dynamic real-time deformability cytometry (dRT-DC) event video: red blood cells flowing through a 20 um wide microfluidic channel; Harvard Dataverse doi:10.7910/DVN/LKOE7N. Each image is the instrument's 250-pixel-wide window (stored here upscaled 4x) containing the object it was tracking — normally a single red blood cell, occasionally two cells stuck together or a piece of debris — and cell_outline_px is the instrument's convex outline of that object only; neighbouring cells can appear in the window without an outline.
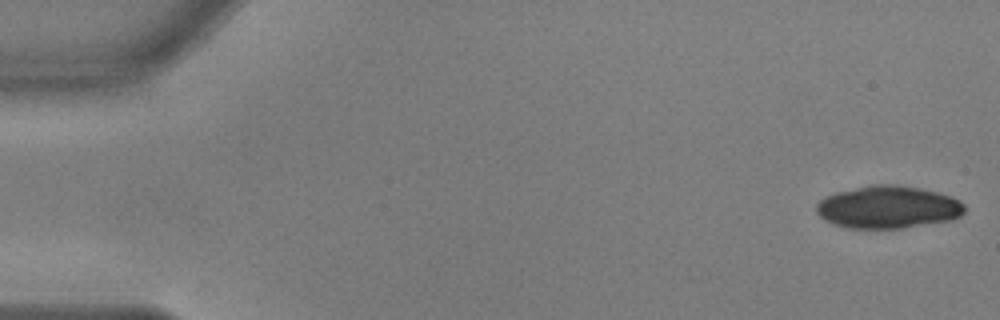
{"species": "common noctule bat (a hibernating species)", "species_latin": "Nyctalus noctula", "temperature_condition": "warm", "stored_images_in_passage": 16, "camera_frame_rate_fps": 3000, "um_per_image_px": 0.085, "animal": {"sex": "male", "body_mass_g": 17.9, "forearm_length_mm": 54.2}, "frame": {"image": 1, "passage_image": 1, "time_ms": 0.0, "image_size_px": [1000, 320], "cell_outline_px": [[964, 212], [960, 216], [952, 220], [904, 228], [848, 228], [832, 224], [824, 220], [816, 212], [816, 204], [824, 196], [836, 192], [872, 184], [896, 184], [920, 188], [952, 196], [960, 200], [964, 204]], "centroid_in_image_um": [75.48, 17.6], "position_along_channel_um": 9.5, "area_um2": 37.05}}